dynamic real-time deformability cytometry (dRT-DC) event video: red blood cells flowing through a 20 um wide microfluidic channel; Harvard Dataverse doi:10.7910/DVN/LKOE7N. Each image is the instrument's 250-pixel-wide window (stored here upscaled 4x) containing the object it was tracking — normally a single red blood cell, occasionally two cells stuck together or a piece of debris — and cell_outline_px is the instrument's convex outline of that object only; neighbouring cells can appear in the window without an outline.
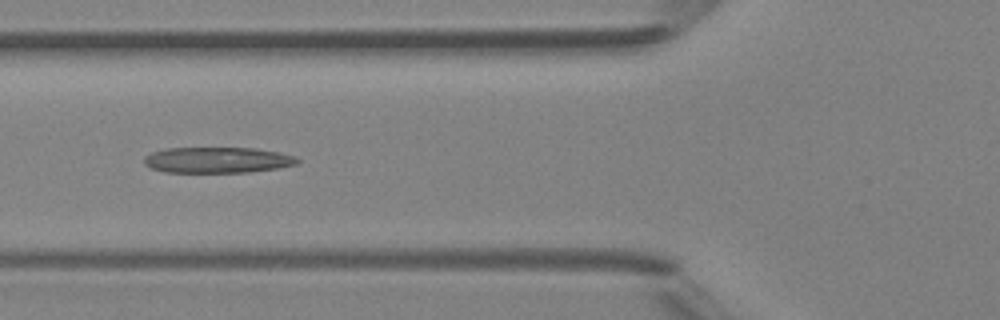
{"species": "Egyptian fruit bat (a non-hibernating species)", "species_latin": "Rousettus aegyptiacus", "temperature_condition": "room temperature", "stored_images_in_passage": 5, "camera_frame_rate_fps": 3000, "um_per_image_px": 0.085, "animal": {"sex": "female"}, "frame": {"image": 1, "passage_image": 5, "time_ms": 4.667, "image_size_px": [1000, 320], "cell_outline_px": [[300, 160], [296, 164], [276, 168], [248, 172], [164, 172], [152, 168], [144, 164], [144, 156], [152, 152], [168, 148], [256, 148], [280, 152], [296, 156]], "centroid_in_image_um": [18.49, 13.59], "position_along_channel_um": 107.3, "area_um2": 23.06}}